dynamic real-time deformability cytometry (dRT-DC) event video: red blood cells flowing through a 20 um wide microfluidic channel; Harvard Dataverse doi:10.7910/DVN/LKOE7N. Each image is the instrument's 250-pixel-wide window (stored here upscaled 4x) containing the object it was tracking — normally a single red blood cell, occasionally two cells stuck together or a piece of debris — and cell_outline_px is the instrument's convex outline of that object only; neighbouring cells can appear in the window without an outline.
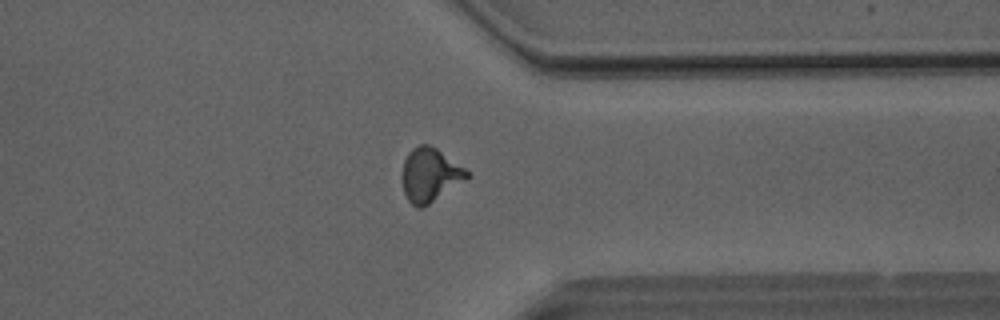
{"species": "Egyptian fruit bat (a non-hibernating species)", "species_latin": "Rousettus aegyptiacus", "temperature_condition": "room temperature", "stored_images_in_passage": 44, "camera_frame_rate_fps": 3000, "um_per_image_px": 0.085, "animal": {"sex": "male"}, "frame": {"image": 1, "passage_image": 33, "time_ms": 10.667, "image_size_px": [1000, 320], "cell_outline_px": [[468, 176], [464, 180], [424, 208], [416, 208], [408, 200], [404, 192], [404, 160], [408, 152], [412, 148], [420, 144], [428, 144], [436, 148], [464, 168], [468, 172]], "centroid_in_image_um": [36.53, 14.88], "position_along_channel_um": 374.9, "area_um2": 19.77}}
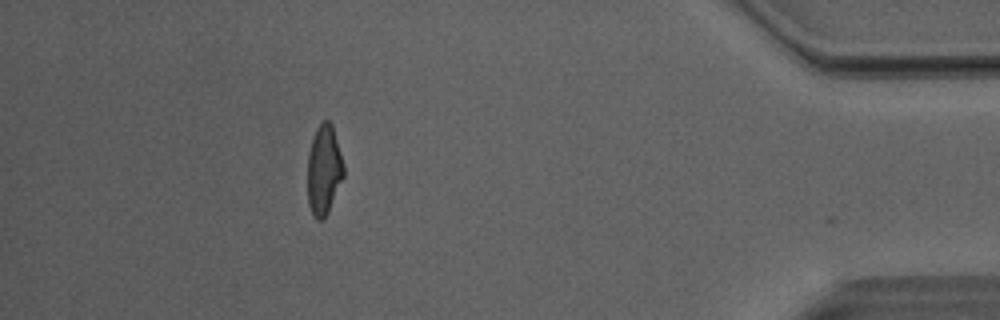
{"frame": {"image": 2, "passage_image": 39, "time_ms": 12.667, "image_size_px": [1000, 320], "cell_outline_px": [[344, 176], [328, 212], [324, 220], [316, 220], [312, 216], [308, 204], [308, 152], [312, 136], [316, 128], [324, 120], [328, 120], [332, 124], [344, 164]], "centroid_in_image_um": [27.52, 14.46], "position_along_channel_um": 407.7, "area_um2": 19.13}, "authors_computed_cell_mechanics": {"area_um2": 19.5364, "velocity_mm_per_s": 4.074, "shape_relaxation_time_tau1_ms": 3.9893, "shape_relaxation_time_tau2_ms": 1.4836, "deformation_change_tau1": 0.1667, "deformation_change_tau2": 0.0787}}